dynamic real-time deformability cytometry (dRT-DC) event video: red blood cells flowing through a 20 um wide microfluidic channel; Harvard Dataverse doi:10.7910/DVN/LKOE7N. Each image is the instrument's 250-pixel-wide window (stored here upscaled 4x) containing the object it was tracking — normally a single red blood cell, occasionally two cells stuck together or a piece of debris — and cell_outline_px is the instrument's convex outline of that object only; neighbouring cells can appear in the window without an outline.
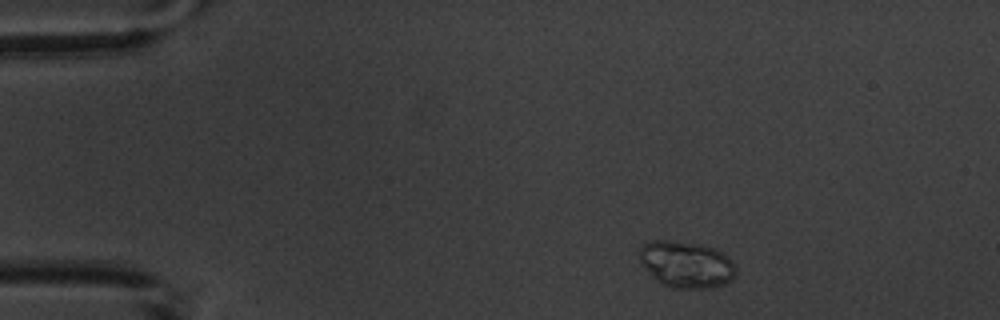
{"species": "common noctule bat (a hibernating species)", "species_latin": "Nyctalus noctula", "temperature_condition": "warm", "stored_images_in_passage": 3, "camera_frame_rate_fps": 3000, "um_per_image_px": 0.085, "animal": {"sex": "male", "body_mass_g": 20.1, "forearm_length_mm": 53.5}, "frame": {"image": 1, "passage_image": 1, "time_ms": 0.0, "image_size_px": [1000, 320], "cell_outline_px": [[736, 276], [732, 280], [724, 284], [712, 288], [672, 288], [656, 280], [648, 272], [640, 260], [640, 248], [644, 244], [652, 240], [668, 240], [700, 244], [716, 248], [728, 256], [736, 264]], "centroid_in_image_um": [58.39, 22.47], "position_along_channel_um": 26.6, "area_um2": 26.41}}